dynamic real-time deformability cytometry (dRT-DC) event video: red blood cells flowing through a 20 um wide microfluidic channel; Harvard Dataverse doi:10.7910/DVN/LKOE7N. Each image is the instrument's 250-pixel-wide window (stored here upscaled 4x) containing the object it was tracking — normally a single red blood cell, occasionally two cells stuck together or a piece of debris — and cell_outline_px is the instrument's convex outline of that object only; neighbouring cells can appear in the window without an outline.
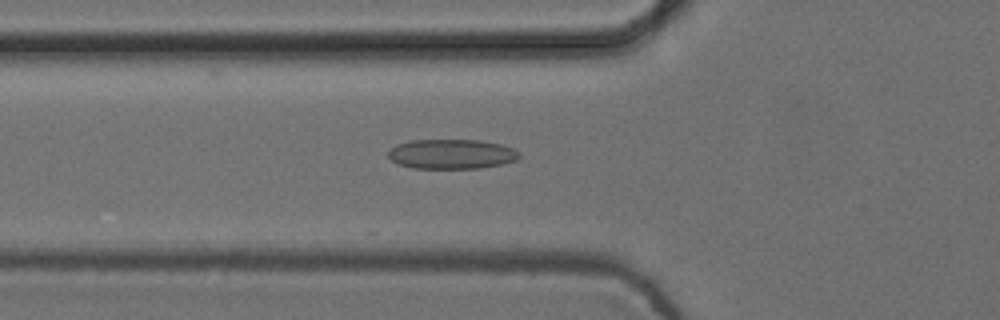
{"species": "common noctule bat (a hibernating species)", "species_latin": "Nyctalus noctula", "temperature_condition": "cold", "stored_images_in_passage": 31, "camera_frame_rate_fps": 3000, "um_per_image_px": 0.085, "animal": {"sex": "female", "body_mass_g": 24.6, "forearm_length_mm": 56.2}, "frame": {"image": 1, "passage_image": 3, "time_ms": 0.667, "image_size_px": [1000, 320], "cell_outline_px": [[520, 156], [516, 160], [500, 164], [480, 168], [412, 168], [400, 164], [392, 160], [388, 156], [388, 152], [396, 144], [412, 140], [480, 140], [500, 144], [512, 148], [520, 152]], "centroid_in_image_um": [38.39, 13.09], "position_along_channel_um": 87.4, "area_um2": 22.54}}
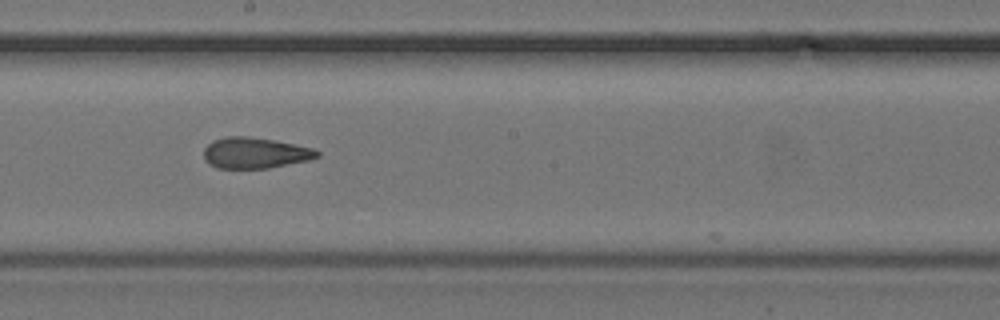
{"frame": {"image": 2, "passage_image": 14, "time_ms": 4.333, "image_size_px": [1000, 320], "cell_outline_px": [[320, 156], [308, 160], [268, 168], [216, 168], [208, 164], [204, 160], [204, 148], [212, 140], [228, 136], [248, 136], [276, 140], [312, 148], [320, 152]], "centroid_in_image_um": [21.65, 12.99], "position_along_channel_um": 226.6, "area_um2": 20.52}}
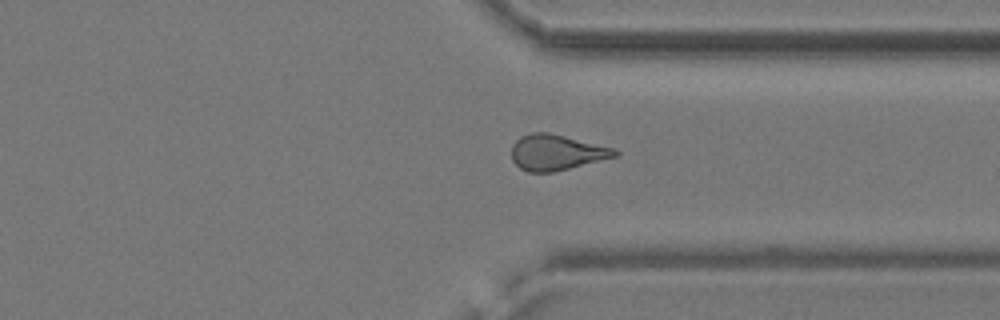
{"frame": {"image": 3, "passage_image": 25, "time_ms": 8.0, "image_size_px": [1000, 320], "cell_outline_px": [[620, 156], [552, 172], [528, 172], [520, 168], [512, 160], [512, 144], [520, 136], [532, 132], [548, 132], [612, 148], [620, 152]], "centroid_in_image_um": [47.28, 12.96], "position_along_channel_um": 364.1, "area_um2": 21.33}, "authors_computed_cell_mechanics": {"area_um2": 20.808, "velocity_mm_per_s": 3.7754, "shape_relaxation_time_tau1_ms": null, "shape_relaxation_time_tau2_ms": 2.8919, "deformation_change_tau1": null, "deformation_change_tau2": 0.112}}